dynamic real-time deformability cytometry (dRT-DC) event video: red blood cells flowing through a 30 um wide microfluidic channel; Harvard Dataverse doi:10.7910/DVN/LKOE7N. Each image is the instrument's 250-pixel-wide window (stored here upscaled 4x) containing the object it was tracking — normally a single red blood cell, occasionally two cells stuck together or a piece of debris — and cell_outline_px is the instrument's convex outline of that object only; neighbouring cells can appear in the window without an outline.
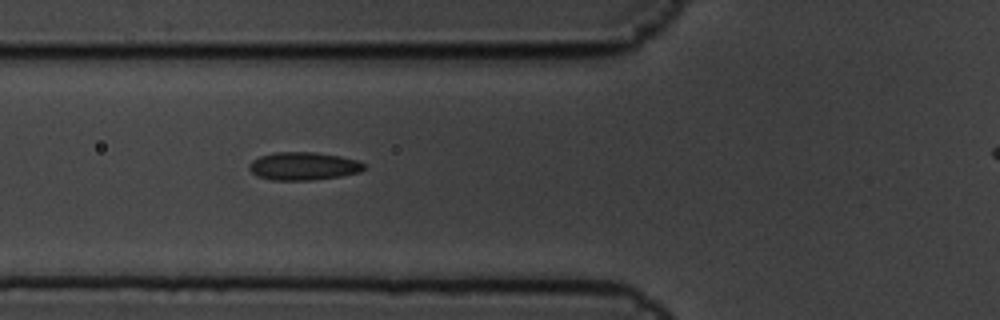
{"species": "common noctule bat (a hibernating species)", "species_latin": "Nyctalus noctula", "temperature_condition": "cold", "stored_images_in_passage": 6, "segment_of_instrument_passage": [1, 2], "camera_frame_rate_fps": 3000, "um_per_image_px": 0.085, "animal": {"sex": "male", "body_mass_g": 19.5, "forearm_length_mm": 54.6}, "frame": {"image": 1, "passage_image": 5, "time_ms": 1.333, "image_size_px": [1000, 320], "cell_outline_px": [[368, 168], [360, 172], [340, 176], [312, 180], [272, 180], [256, 176], [248, 168], [248, 164], [252, 160], [260, 156], [276, 152], [316, 152], [340, 156], [356, 160], [368, 164]], "centroid_in_image_um": [25.82, 14.12], "position_along_channel_um": 100.0, "area_um2": 18.96}}